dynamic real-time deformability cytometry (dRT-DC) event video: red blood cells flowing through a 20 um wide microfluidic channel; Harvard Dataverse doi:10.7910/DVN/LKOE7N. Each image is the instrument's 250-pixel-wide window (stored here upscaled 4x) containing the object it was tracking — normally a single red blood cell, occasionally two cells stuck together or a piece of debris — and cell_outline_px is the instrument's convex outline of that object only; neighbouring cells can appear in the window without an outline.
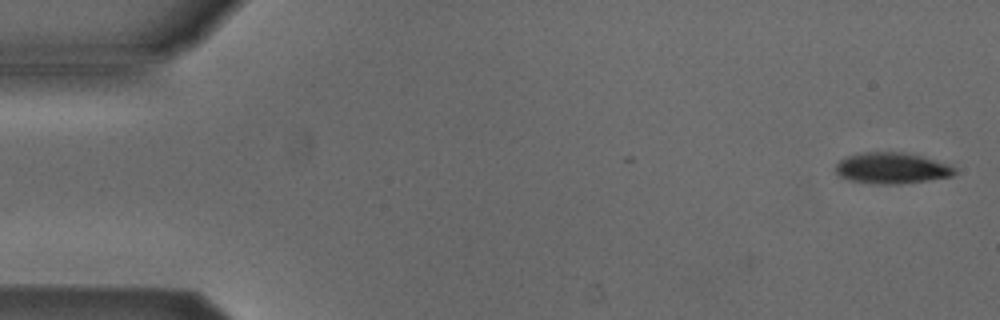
{"species": "Egyptian fruit bat (a non-hibernating species)", "species_latin": "Rousettus aegyptiacus", "temperature_condition": "cold", "stored_images_in_passage": 3, "camera_frame_rate_fps": 3000, "um_per_image_px": 0.085, "animal": {"sex": "male"}, "frame": {"image": 1, "passage_image": 1, "time_ms": 0.0, "image_size_px": [1000, 320], "cell_outline_px": [[956, 172], [952, 176], [928, 180], [900, 184], [872, 184], [852, 180], [840, 176], [836, 172], [836, 164], [840, 160], [848, 156], [864, 152], [904, 152], [936, 160], [948, 164], [956, 168]], "centroid_in_image_um": [75.81, 14.29], "position_along_channel_um": 9.2, "area_um2": 21.44}}